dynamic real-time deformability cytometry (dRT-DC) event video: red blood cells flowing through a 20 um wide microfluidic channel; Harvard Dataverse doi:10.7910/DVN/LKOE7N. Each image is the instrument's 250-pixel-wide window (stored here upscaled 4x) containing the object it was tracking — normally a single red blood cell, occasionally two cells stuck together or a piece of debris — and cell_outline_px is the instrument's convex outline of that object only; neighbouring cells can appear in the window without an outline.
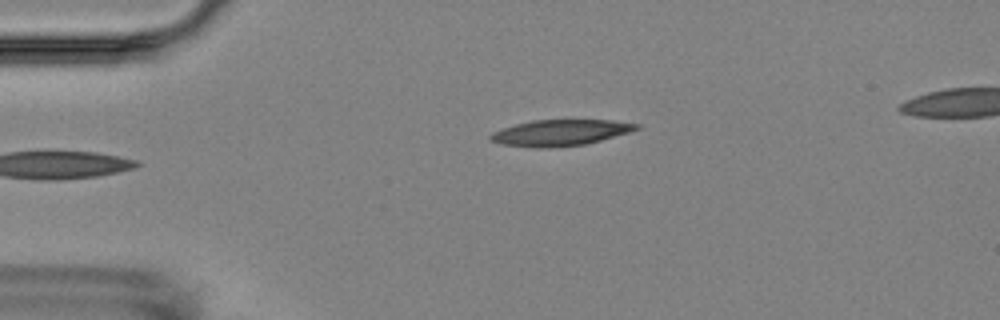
{"species": "Egyptian fruit bat (a non-hibernating species)", "species_latin": "Rousettus aegyptiacus", "temperature_condition": "room temperature", "stored_images_in_passage": 5, "camera_frame_rate_fps": 3000, "um_per_image_px": 0.085, "animal": {"sex": "female"}, "frame": {"image": 1, "passage_image": 5, "time_ms": 4.667, "image_size_px": [1000, 320], "cell_outline_px": [[640, 128], [628, 132], [600, 140], [584, 144], [544, 148], [536, 148], [500, 144], [492, 140], [488, 136], [492, 132], [516, 124], [532, 120], [612, 120], [640, 124]], "centroid_in_image_um": [47.6, 11.27], "position_along_channel_um": 37.4, "area_um2": 21.91}}